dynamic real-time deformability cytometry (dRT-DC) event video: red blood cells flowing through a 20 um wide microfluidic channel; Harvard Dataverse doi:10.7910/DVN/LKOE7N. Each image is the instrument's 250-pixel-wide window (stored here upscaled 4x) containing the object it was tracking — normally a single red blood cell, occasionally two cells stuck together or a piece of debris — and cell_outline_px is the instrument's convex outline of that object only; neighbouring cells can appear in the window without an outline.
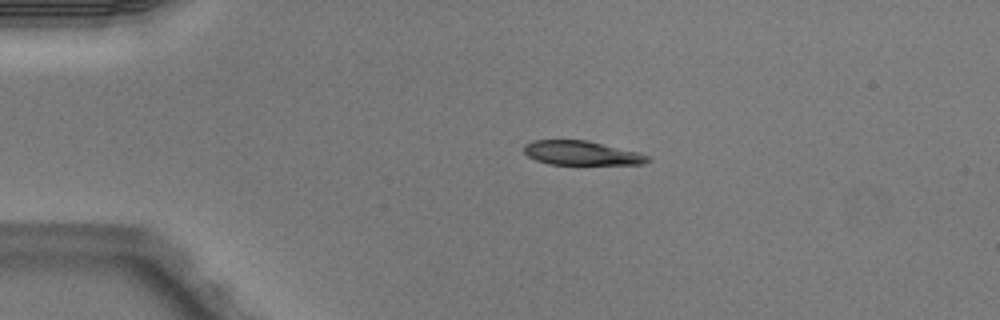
{"species": "Egyptian fruit bat (a non-hibernating species)", "species_latin": "Rousettus aegyptiacus", "temperature_condition": "warm", "stored_images_in_passage": 3, "camera_frame_rate_fps": 3000, "um_per_image_px": 0.085, "animal": {"sex": "male"}, "frame": {"image": 1, "passage_image": 2, "time_ms": 0.333, "image_size_px": [1000, 320], "cell_outline_px": [[652, 160], [644, 164], [548, 164], [536, 160], [528, 156], [524, 152], [524, 144], [532, 140], [588, 140], [640, 152], [648, 156]], "centroid_in_image_um": [49.45, 13.0], "position_along_channel_um": 35.6, "area_um2": 17.57}}